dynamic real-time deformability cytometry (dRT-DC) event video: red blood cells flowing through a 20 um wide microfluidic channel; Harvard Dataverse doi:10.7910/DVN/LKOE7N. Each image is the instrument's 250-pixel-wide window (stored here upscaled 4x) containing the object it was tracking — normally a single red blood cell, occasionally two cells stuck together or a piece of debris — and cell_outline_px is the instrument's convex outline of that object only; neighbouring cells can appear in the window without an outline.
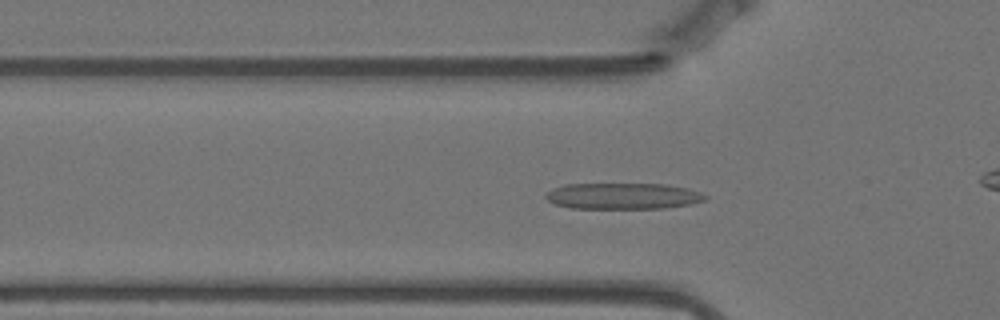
{"species": "Egyptian fruit bat (a non-hibernating species)", "species_latin": "Rousettus aegyptiacus", "temperature_condition": "warm", "stored_images_in_passage": 57, "camera_frame_rate_fps": 3000, "um_per_image_px": 0.085, "animal": {"sex": "female"}, "frame": {"image": 1, "passage_image": 17, "time_ms": 5.333, "image_size_px": [1000, 320], "cell_outline_px": [[708, 196], [704, 200], [692, 204], [664, 208], [568, 208], [556, 204], [548, 200], [544, 196], [552, 188], [564, 184], [668, 184], [688, 188], [700, 192]], "centroid_in_image_um": [52.96, 16.66], "position_along_channel_um": 72.8, "area_um2": 24.39}}
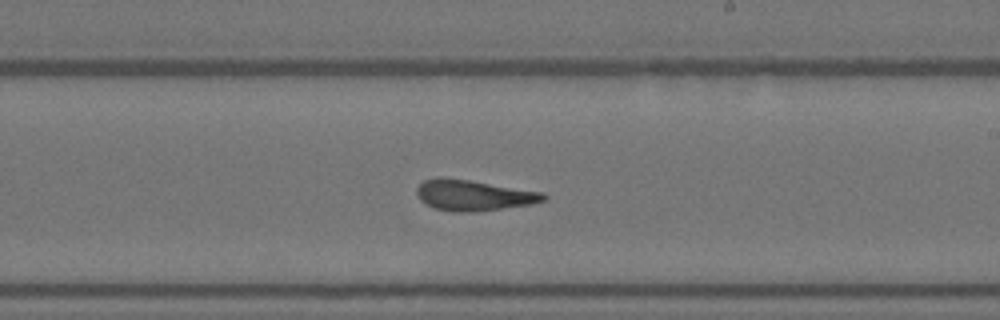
{"frame": {"image": 2, "passage_image": 32, "time_ms": 10.333, "image_size_px": [1000, 320], "cell_outline_px": [[548, 196], [544, 200], [532, 204], [476, 212], [452, 212], [436, 208], [424, 204], [416, 196], [416, 188], [424, 180], [436, 176], [440, 176], [468, 180], [544, 192]], "centroid_in_image_um": [40.21, 16.6], "position_along_channel_um": 248.8, "area_um2": 22.95}}
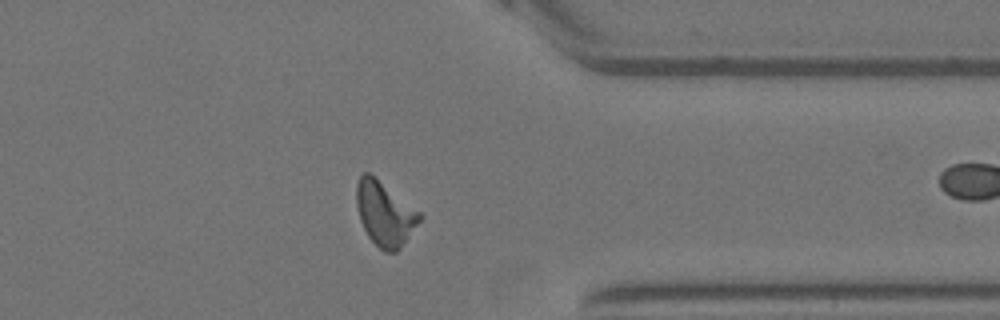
{"frame": {"image": 3, "passage_image": 44, "time_ms": 14.333, "image_size_px": [1000, 320], "cell_outline_px": [[424, 216], [400, 248], [396, 252], [384, 252], [368, 236], [360, 220], [356, 204], [356, 184], [360, 176], [364, 172], [368, 172], [420, 212]], "centroid_in_image_um": [32.7, 18.17], "position_along_channel_um": 378.7, "area_um2": 23.29}, "authors_computed_cell_mechanics": {"area_um2": 22.831, "velocity_mm_per_s": 3.5006, "shape_relaxation_time_tau1_ms": null, "shape_relaxation_time_tau2_ms": 2.0491, "deformation_change_tau1": null, "deformation_change_tau2": 0.1192}}